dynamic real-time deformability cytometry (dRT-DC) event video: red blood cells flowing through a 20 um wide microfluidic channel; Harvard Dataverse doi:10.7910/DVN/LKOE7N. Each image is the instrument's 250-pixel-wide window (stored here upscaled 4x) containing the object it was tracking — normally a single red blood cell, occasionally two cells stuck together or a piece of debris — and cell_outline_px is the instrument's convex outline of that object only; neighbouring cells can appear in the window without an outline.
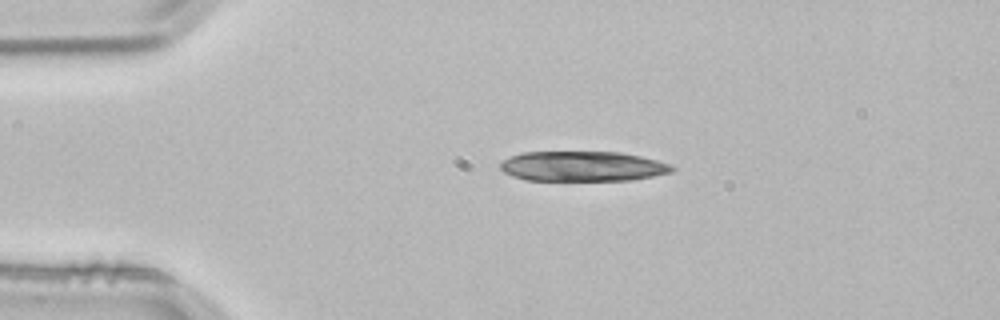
{"species": "common noctule bat (a hibernating species)", "species_latin": "Nyctalus noctula", "temperature_condition": "room temperature", "stored_images_in_passage": 2, "camera_frame_rate_fps": 3000, "um_per_image_px": 0.085, "animal": {"sex": "male", "body_mass_g": 21.5, "forearm_length_mm": 52.0}, "frame": {"image": 1, "passage_image": 1, "time_ms": 0.0, "image_size_px": [1000, 320], "cell_outline_px": [[676, 168], [672, 172], [652, 176], [628, 180], [524, 180], [512, 176], [504, 172], [500, 168], [500, 164], [508, 156], [524, 152], [620, 152], [640, 156], [672, 164]], "centroid_in_image_um": [49.51, 14.13], "position_along_channel_um": 35.5, "area_um2": 30.06}}